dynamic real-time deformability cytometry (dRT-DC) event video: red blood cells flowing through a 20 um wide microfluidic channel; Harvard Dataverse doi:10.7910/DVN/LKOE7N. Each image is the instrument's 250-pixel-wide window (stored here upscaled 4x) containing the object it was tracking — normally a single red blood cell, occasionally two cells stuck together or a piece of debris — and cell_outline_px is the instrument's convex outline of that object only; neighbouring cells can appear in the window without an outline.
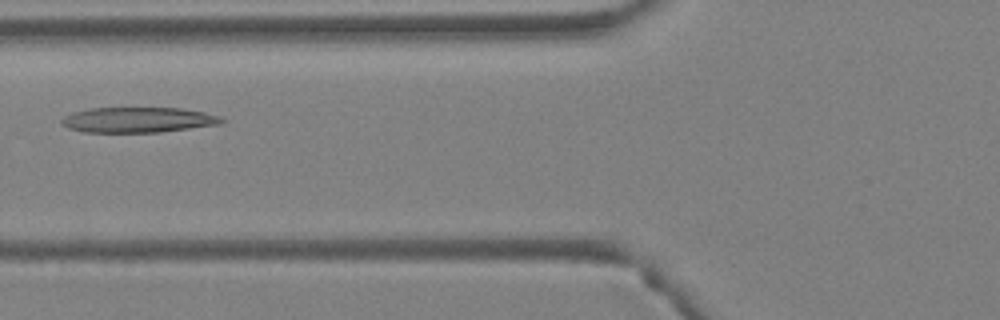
{"species": "Egyptian fruit bat (a non-hibernating species)", "species_latin": "Rousettus aegyptiacus", "temperature_condition": "warm", "stored_images_in_passage": 3, "camera_frame_rate_fps": 3000, "um_per_image_px": 0.085, "animal": {"sex": "female"}, "frame": {"image": 1, "passage_image": 3, "time_ms": 0.667, "image_size_px": [1000, 320], "cell_outline_px": [[224, 120], [220, 124], [160, 132], [84, 132], [68, 128], [60, 124], [60, 120], [64, 116], [72, 112], [88, 108], [180, 108], [204, 112], [220, 116]], "centroid_in_image_um": [11.68, 10.18], "position_along_channel_um": 114.1, "area_um2": 23.64}}